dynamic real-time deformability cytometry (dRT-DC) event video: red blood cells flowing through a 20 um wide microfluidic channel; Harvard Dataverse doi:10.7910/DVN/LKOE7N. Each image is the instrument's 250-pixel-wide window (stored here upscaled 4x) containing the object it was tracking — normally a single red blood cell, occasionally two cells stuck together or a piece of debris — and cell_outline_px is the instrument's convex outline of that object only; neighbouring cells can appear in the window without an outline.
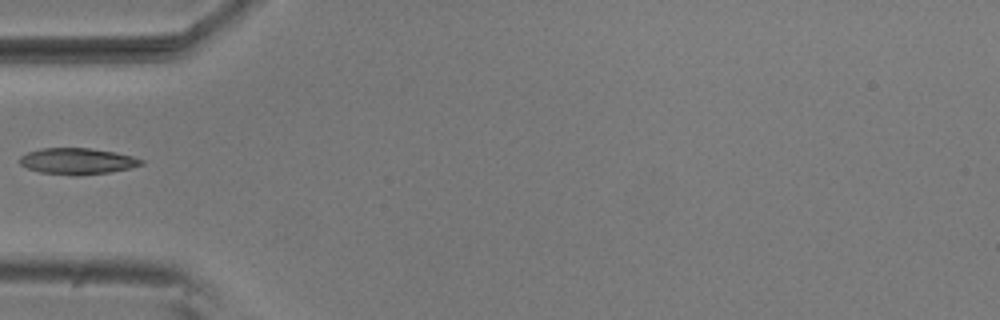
{"species": "common noctule bat (a hibernating species)", "species_latin": "Nyctalus noctula", "temperature_condition": "room temperature", "stored_images_in_passage": 1, "camera_frame_rate_fps": 3000, "um_per_image_px": 0.085, "animal": {"sex": "male", "body_mass_g": 20.5, "forearm_length_mm": 52.5}, "frame": {"image": 1, "passage_image": 1, "time_ms": 0.0, "image_size_px": [1000, 320], "cell_outline_px": [[144, 164], [128, 168], [108, 172], [76, 176], [40, 172], [28, 168], [20, 164], [20, 156], [28, 152], [40, 148], [88, 148], [116, 152], [132, 156], [144, 160]], "centroid_in_image_um": [6.57, 13.69], "position_along_channel_um": 78.4, "area_um2": 18.5}}